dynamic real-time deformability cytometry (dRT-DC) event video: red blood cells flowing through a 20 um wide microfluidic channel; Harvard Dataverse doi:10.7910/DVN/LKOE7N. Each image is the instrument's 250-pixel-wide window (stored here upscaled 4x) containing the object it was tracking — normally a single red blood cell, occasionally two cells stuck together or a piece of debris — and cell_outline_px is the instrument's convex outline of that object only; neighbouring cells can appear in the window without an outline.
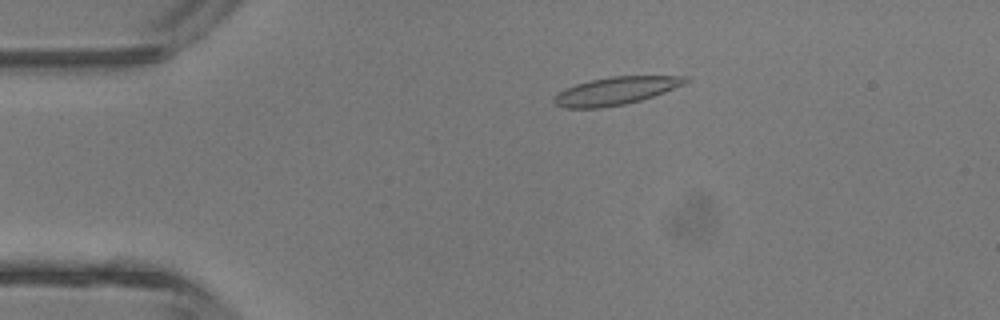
{"species": "common noctule bat (a hibernating species)", "species_latin": "Nyctalus noctula", "temperature_condition": "room temperature", "stored_images_in_passage": 4, "camera_frame_rate_fps": 3000, "um_per_image_px": 0.085, "animal": {"sex": "male", "body_mass_g": 13.3}, "frame": {"image": 1, "passage_image": 3, "time_ms": 2.333, "image_size_px": [1000, 320], "cell_outline_px": [[688, 80], [684, 84], [664, 92], [640, 100], [624, 104], [600, 108], [564, 108], [556, 104], [552, 100], [560, 92], [576, 84], [588, 80], [608, 76], [688, 76]], "centroid_in_image_um": [52.33, 7.71], "position_along_channel_um": 32.7, "area_um2": 21.04}}